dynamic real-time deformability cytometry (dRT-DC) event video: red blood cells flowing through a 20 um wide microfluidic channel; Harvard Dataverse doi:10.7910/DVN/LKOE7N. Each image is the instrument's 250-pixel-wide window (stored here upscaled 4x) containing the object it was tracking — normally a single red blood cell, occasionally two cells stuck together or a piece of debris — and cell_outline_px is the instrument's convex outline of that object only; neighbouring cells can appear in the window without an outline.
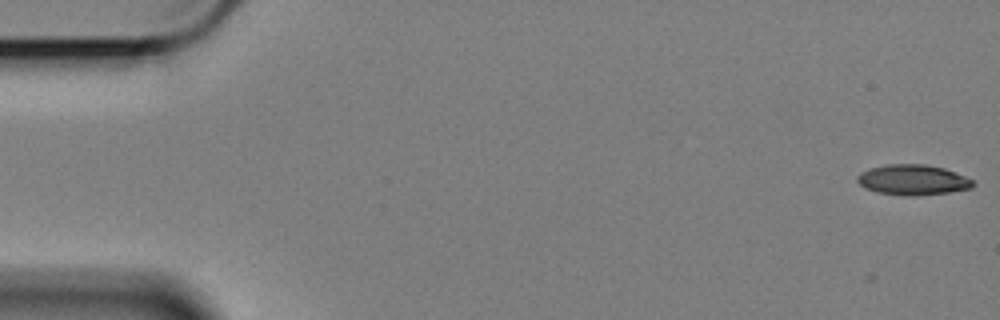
{"species": "Egyptian fruit bat (a non-hibernating species)", "species_latin": "Rousettus aegyptiacus", "temperature_condition": "cold", "stored_images_in_passage": 2, "camera_frame_rate_fps": 3000, "um_per_image_px": 0.085, "animal": {"sex": "female"}, "frame": {"image": 1, "passage_image": 2, "time_ms": 0.333, "image_size_px": [1000, 320], "cell_outline_px": [[976, 184], [972, 188], [948, 192], [912, 196], [904, 196], [876, 192], [864, 188], [856, 180], [856, 176], [860, 172], [868, 168], [888, 164], [924, 164], [944, 168], [964, 176], [972, 180]], "centroid_in_image_um": [77.55, 15.29], "position_along_channel_um": 7.5, "area_um2": 20.58}}